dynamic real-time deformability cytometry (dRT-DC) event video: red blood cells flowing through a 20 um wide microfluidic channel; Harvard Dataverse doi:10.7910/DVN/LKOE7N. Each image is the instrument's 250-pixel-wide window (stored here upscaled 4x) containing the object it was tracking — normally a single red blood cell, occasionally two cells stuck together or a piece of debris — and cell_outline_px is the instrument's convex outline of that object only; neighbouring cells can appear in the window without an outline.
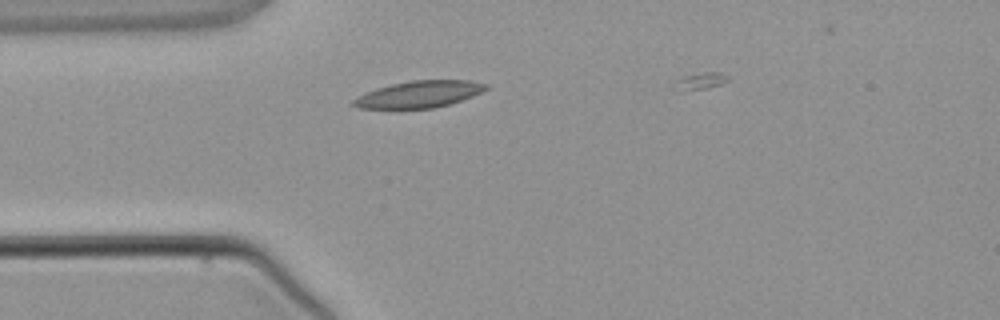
{"species": "common noctule bat (a hibernating species)", "species_latin": "Nyctalus noctula", "temperature_condition": "warm", "stored_images_in_passage": 3, "camera_frame_rate_fps": 3000, "um_per_image_px": 0.085, "animal": {"sex": "male", "body_mass_g": 21.5, "forearm_length_mm": 52.0}, "frame": {"image": 1, "passage_image": 2, "time_ms": 1.0, "image_size_px": [1000, 320], "cell_outline_px": [[488, 88], [472, 96], [448, 104], [432, 108], [360, 108], [352, 104], [352, 100], [376, 88], [392, 84], [412, 80], [468, 80], [488, 84]], "centroid_in_image_um": [35.64, 8.0], "position_along_channel_um": 49.4, "area_um2": 20.23}}